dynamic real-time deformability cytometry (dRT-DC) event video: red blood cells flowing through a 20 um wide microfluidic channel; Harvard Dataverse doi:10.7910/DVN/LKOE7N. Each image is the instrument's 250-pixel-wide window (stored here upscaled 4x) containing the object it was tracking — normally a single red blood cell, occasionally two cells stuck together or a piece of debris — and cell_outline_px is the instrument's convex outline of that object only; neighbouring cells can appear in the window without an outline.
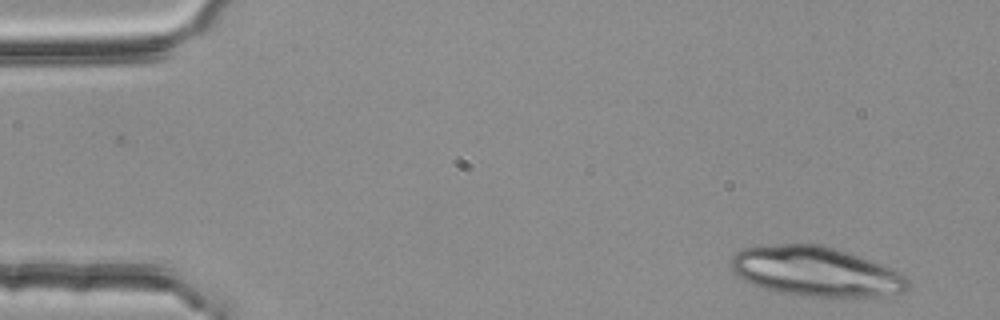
{"species": "common noctule bat (a hibernating species)", "species_latin": "Nyctalus noctula", "temperature_condition": "room temperature", "stored_images_in_passage": 3, "camera_frame_rate_fps": 3000, "um_per_image_px": 0.085, "animal": {"sex": "female", "body_mass_g": 25.1}, "frame": {"image": 1, "passage_image": 1, "time_ms": 0.0, "image_size_px": [1000, 320], "cell_outline_px": [[912, 284], [904, 292], [884, 296], [812, 296], [784, 292], [764, 288], [744, 280], [732, 272], [732, 256], [736, 252], [744, 248], [760, 244], [824, 244], [848, 252], [888, 268], [912, 280]], "centroid_in_image_um": [69.33, 23.06], "position_along_channel_um": 15.7, "area_um2": 50.75}}